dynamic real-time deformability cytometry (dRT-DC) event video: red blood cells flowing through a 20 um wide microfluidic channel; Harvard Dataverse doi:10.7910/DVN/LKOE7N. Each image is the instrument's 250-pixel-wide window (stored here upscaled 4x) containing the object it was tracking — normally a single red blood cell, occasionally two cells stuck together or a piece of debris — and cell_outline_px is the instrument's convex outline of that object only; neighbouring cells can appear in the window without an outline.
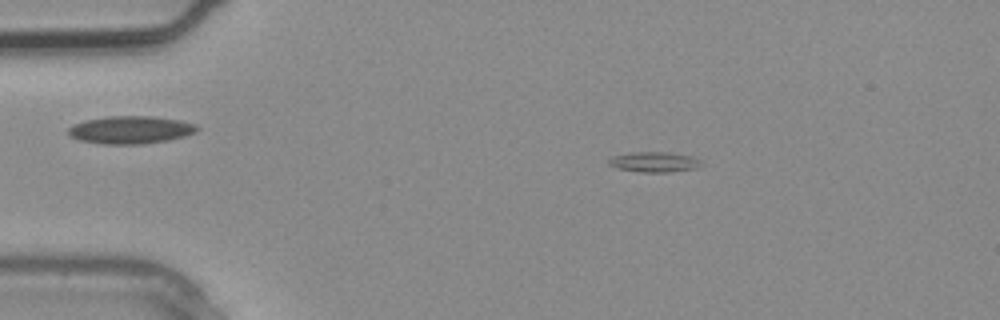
{"species": "common noctule bat (a hibernating species)", "species_latin": "Nyctalus noctula", "temperature_condition": "warm", "stored_images_in_passage": 2, "camera_frame_rate_fps": 3000, "um_per_image_px": 0.085, "animal": {"sex": "male", "body_mass_g": 20.4}, "frame": {"image": 1, "passage_image": 2, "time_ms": 0.333, "image_size_px": [1000, 320], "cell_outline_px": [[700, 164], [696, 168], [668, 172], [640, 172], [620, 168], [608, 164], [608, 160], [612, 156], [636, 152], [668, 152], [692, 156], [700, 160]], "centroid_in_image_um": [55.61, 13.76], "position_along_channel_um": 29.4, "area_um2": 10.69}}